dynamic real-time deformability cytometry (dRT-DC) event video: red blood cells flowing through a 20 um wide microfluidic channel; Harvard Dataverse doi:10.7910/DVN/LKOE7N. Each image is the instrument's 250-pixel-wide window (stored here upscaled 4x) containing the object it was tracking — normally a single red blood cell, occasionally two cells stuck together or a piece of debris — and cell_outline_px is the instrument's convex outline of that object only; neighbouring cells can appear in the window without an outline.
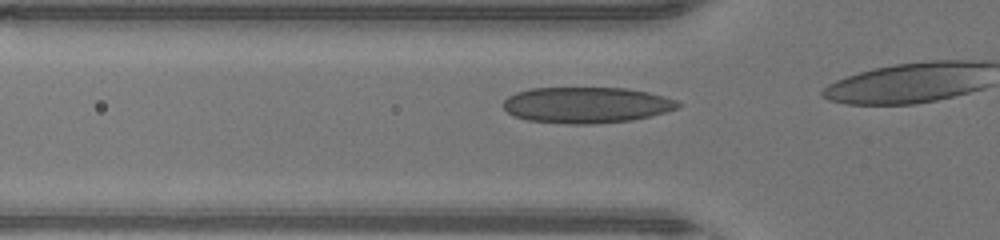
{"species": "human", "species_latin": "Homo sapiens", "temperature_condition": "warm", "stored_images_in_passage": 12, "camera_frame_rate_fps": 3000, "um_per_image_px": 0.085, "donor": {"sex": "male"}, "frame": {"image": 1, "passage_image": 8, "time_ms": 2.333, "image_size_px": [1000, 240], "cell_outline_px": [[684, 104], [676, 108], [664, 112], [632, 120], [592, 124], [568, 124], [528, 120], [516, 116], [508, 112], [504, 108], [504, 100], [508, 96], [516, 92], [532, 88], [624, 88], [648, 92], [664, 96], [676, 100]], "centroid_in_image_um": [49.85, 8.92], "position_along_channel_um": 75.9, "area_um2": 36.47}}
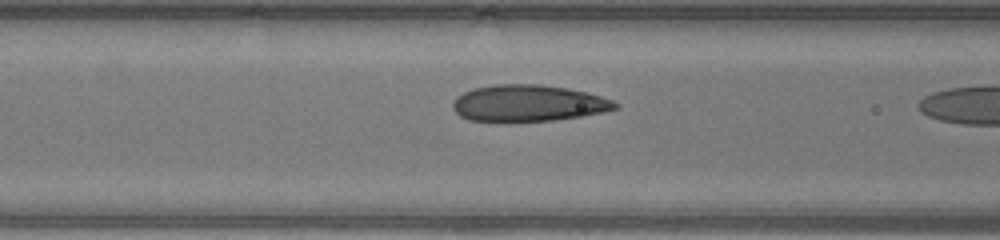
{"frame": {"image": 2, "passage_image": 11, "time_ms": 3.333, "image_size_px": [1000, 240], "cell_outline_px": [[620, 108], [584, 116], [552, 120], [468, 120], [460, 116], [452, 108], [452, 104], [456, 96], [464, 92], [476, 88], [496, 84], [540, 84], [568, 88], [600, 96], [612, 100], [620, 104]], "centroid_in_image_um": [44.93, 8.76], "position_along_channel_um": 121.7, "area_um2": 34.22}}